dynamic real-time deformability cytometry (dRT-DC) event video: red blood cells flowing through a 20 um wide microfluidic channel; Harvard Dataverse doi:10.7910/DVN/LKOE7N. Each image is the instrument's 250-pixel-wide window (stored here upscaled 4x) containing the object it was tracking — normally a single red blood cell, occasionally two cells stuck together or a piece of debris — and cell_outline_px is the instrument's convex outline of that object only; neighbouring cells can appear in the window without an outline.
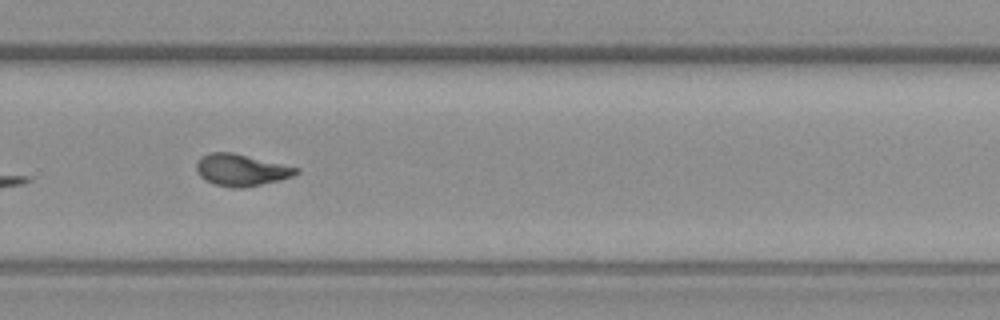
{"species": "common noctule bat (a hibernating species)", "species_latin": "Nyctalus noctula", "temperature_condition": "warm", "stored_images_in_passage": 10, "camera_frame_rate_fps": 3000, "um_per_image_px": 0.085, "animal": {"sex": "female", "body_mass_g": 19.3, "forearm_length_mm": 54.1}, "frame": {"image": 1, "passage_image": 10, "time_ms": 12.333, "image_size_px": [1000, 320], "cell_outline_px": [[300, 172], [292, 176], [280, 180], [244, 188], [236, 188], [216, 184], [200, 176], [196, 168], [196, 164], [200, 156], [208, 152], [232, 152], [300, 168]], "centroid_in_image_um": [20.51, 14.44], "position_along_channel_um": 309.3, "area_um2": 18.38}}